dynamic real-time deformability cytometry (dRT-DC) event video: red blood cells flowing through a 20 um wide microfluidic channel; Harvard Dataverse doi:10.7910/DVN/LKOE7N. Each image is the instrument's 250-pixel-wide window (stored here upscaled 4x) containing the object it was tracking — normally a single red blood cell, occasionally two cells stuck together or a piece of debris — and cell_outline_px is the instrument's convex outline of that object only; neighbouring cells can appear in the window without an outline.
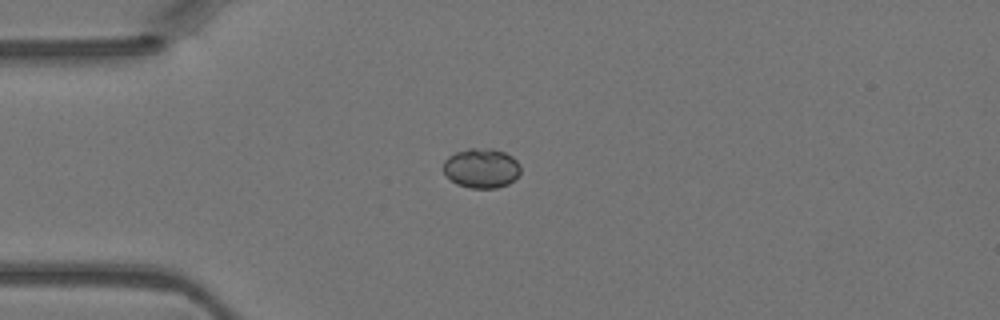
{"species": "Egyptian fruit bat (a non-hibernating species)", "species_latin": "Rousettus aegyptiacus", "temperature_condition": "warm", "stored_images_in_passage": 39, "camera_frame_rate_fps": 3000, "um_per_image_px": 0.085, "animal": {"sex": "female"}, "frame": {"image": 1, "passage_image": 5, "time_ms": 1.333, "image_size_px": [1000, 320], "cell_outline_px": [[520, 172], [508, 184], [496, 188], [472, 188], [456, 184], [444, 172], [444, 160], [448, 156], [456, 152], [468, 148], [492, 148], [504, 152], [512, 156], [520, 164]], "centroid_in_image_um": [40.92, 14.28], "position_along_channel_um": 44.1, "area_um2": 17.8}}
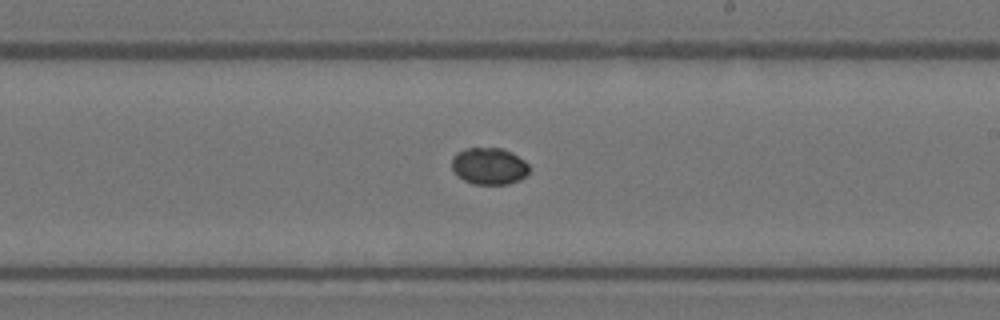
{"frame": {"image": 2, "passage_image": 20, "time_ms": 6.333, "image_size_px": [1000, 320], "cell_outline_px": [[528, 172], [520, 180], [508, 184], [472, 184], [464, 180], [452, 168], [452, 156], [456, 152], [468, 148], [500, 148], [512, 152], [524, 160], [528, 164]], "centroid_in_image_um": [41.57, 14.11], "position_along_channel_um": 247.4, "area_um2": 16.53}}
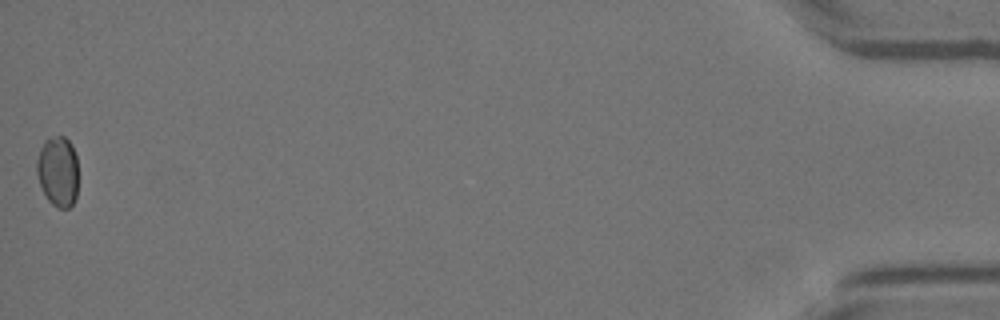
{"frame": {"image": 3, "passage_image": 39, "time_ms": 12.667, "image_size_px": [1000, 320], "cell_outline_px": [[76, 196], [72, 204], [68, 208], [60, 208], [52, 204], [48, 200], [40, 184], [36, 172], [36, 160], [40, 148], [44, 140], [56, 136], [64, 136], [72, 144], [76, 156]], "centroid_in_image_um": [4.9, 14.54], "position_along_channel_um": 430.3, "area_um2": 16.88}}